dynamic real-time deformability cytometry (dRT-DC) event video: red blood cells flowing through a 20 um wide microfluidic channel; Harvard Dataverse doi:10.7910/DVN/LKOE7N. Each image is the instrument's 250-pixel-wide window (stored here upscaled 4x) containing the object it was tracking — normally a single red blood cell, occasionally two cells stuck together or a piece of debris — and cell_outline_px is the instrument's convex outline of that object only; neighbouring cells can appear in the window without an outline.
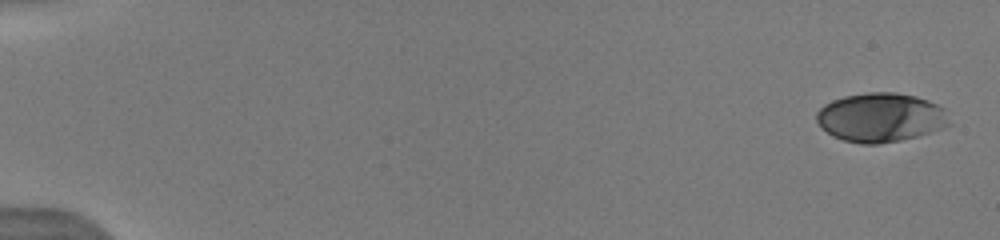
{"species": "human", "species_latin": "Homo sapiens", "temperature_condition": "warm", "stored_images_in_passage": 23, "camera_frame_rate_fps": 3000, "um_per_image_px": 0.085, "donor": {"sex": "male"}, "frame": {"image": 1, "passage_image": 1, "time_ms": 0.0, "image_size_px": [1000, 240], "cell_outline_px": [[952, 124], [944, 128], [932, 132], [900, 140], [876, 144], [860, 144], [844, 140], [832, 136], [820, 128], [816, 120], [816, 112], [824, 104], [832, 100], [844, 96], [868, 92], [896, 92], [916, 96], [928, 100], [944, 108]], "centroid_in_image_um": [74.85, 9.98], "position_along_channel_um": 10.2, "area_um2": 38.32}}
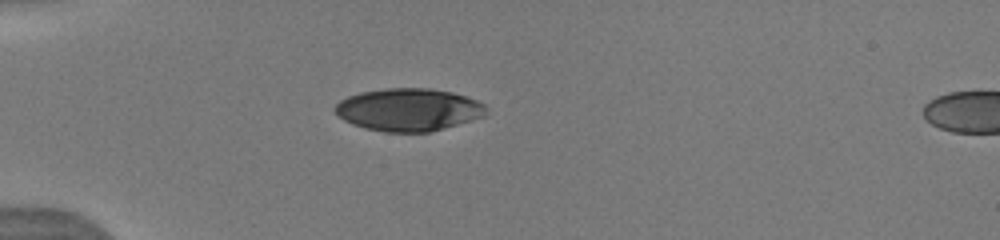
{"frame": {"image": 2, "passage_image": 20, "time_ms": 4.667, "image_size_px": [1000, 240], "cell_outline_px": [[488, 112], [484, 116], [444, 128], [428, 132], [384, 132], [364, 128], [352, 124], [344, 120], [332, 108], [340, 100], [348, 96], [360, 92], [384, 88], [428, 88], [452, 92], [476, 100], [484, 104], [488, 108]], "centroid_in_image_um": [34.71, 9.32], "position_along_channel_um": 50.3, "area_um2": 37.57}}